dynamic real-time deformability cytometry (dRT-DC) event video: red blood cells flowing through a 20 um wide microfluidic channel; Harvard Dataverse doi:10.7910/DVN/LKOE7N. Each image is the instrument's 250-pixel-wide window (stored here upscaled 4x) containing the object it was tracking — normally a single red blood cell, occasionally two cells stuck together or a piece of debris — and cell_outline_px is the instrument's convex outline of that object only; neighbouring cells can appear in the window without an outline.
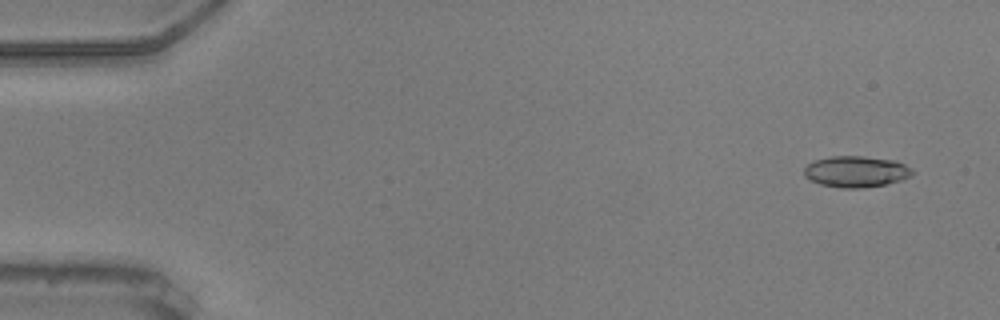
{"species": "common noctule bat (a hibernating species)", "species_latin": "Nyctalus noctula", "temperature_condition": "warm", "stored_images_in_passage": 56, "camera_frame_rate_fps": 3000, "um_per_image_px": 0.085, "animal": {"sex": "male", "body_mass_g": 20.5, "forearm_length_mm": 52.5}, "frame": {"image": 1, "passage_image": 4, "time_ms": 1.0, "image_size_px": [1000, 320], "cell_outline_px": [[916, 172], [912, 176], [900, 180], [884, 184], [864, 188], [840, 188], [820, 184], [804, 176], [804, 168], [812, 160], [832, 156], [864, 156], [896, 160], [912, 168]], "centroid_in_image_um": [72.78, 14.58], "position_along_channel_um": 12.2, "area_um2": 19.88}}
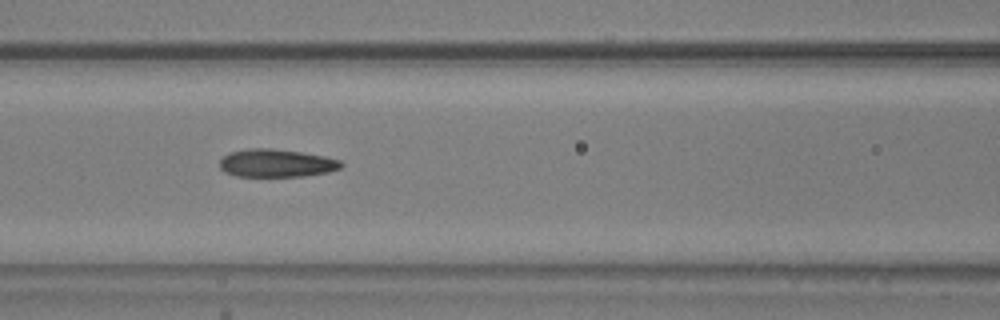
{"frame": {"image": 2, "passage_image": 25, "time_ms": 8.0, "image_size_px": [1000, 320], "cell_outline_px": [[344, 164], [340, 168], [328, 172], [304, 176], [236, 176], [224, 172], [220, 168], [220, 160], [224, 156], [232, 152], [248, 148], [272, 148], [300, 152], [324, 156], [340, 160]], "centroid_in_image_um": [23.49, 13.87], "position_along_channel_um": 143.1, "area_um2": 19.71}}
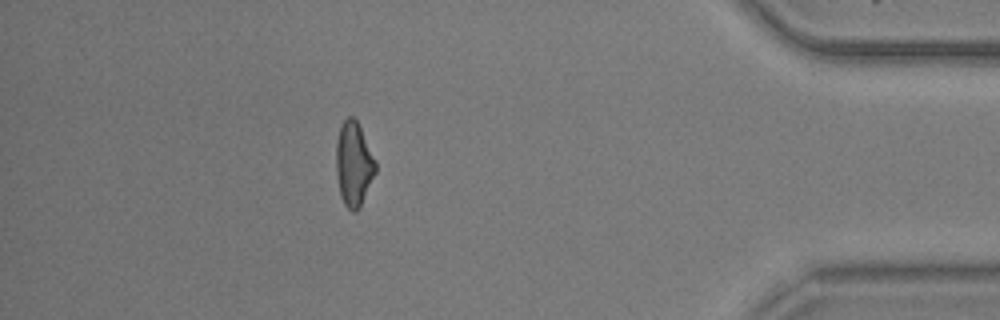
{"frame": {"image": 3, "passage_image": 50, "time_ms": 16.333, "image_size_px": [1000, 320], "cell_outline_px": [[376, 172], [360, 208], [356, 212], [352, 212], [344, 204], [340, 196], [336, 172], [336, 140], [340, 128], [344, 120], [348, 116], [352, 116], [356, 120], [376, 160]], "centroid_in_image_um": [30.06, 13.98], "position_along_channel_um": 405.1, "area_um2": 19.42}, "authors_computed_cell_mechanics": {"area_um2": 19.7676, "velocity_mm_per_s": 3.6659, "shape_relaxation_time_tau1_ms": 4.004, "shape_relaxation_time_tau2_ms": 2.0109, "deformation_change_tau1": 0.1667, "deformation_change_tau2": 0.1087}}